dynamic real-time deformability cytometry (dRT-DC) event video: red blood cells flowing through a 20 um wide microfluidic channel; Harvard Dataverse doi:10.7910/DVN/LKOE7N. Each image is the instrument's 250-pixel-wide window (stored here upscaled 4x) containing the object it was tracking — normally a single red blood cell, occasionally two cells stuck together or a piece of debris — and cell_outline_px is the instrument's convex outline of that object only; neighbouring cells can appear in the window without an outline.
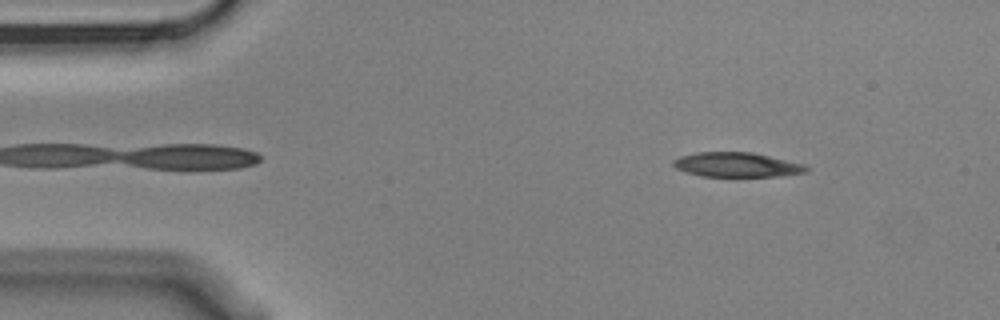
{"species": "Egyptian fruit bat (a non-hibernating species)", "species_latin": "Rousettus aegyptiacus", "temperature_condition": "cold", "stored_images_in_passage": 3, "camera_frame_rate_fps": 3000, "um_per_image_px": 0.085, "animal": {"sex": "male"}, "frame": {"image": 1, "passage_image": 1, "time_ms": 0.0, "image_size_px": [1000, 320], "cell_outline_px": [[808, 172], [776, 176], [700, 176], [676, 168], [672, 164], [672, 160], [680, 156], [696, 152], [752, 152], [804, 164], [808, 168]], "centroid_in_image_um": [62.61, 13.99], "position_along_channel_um": 22.4, "area_um2": 18.9}}